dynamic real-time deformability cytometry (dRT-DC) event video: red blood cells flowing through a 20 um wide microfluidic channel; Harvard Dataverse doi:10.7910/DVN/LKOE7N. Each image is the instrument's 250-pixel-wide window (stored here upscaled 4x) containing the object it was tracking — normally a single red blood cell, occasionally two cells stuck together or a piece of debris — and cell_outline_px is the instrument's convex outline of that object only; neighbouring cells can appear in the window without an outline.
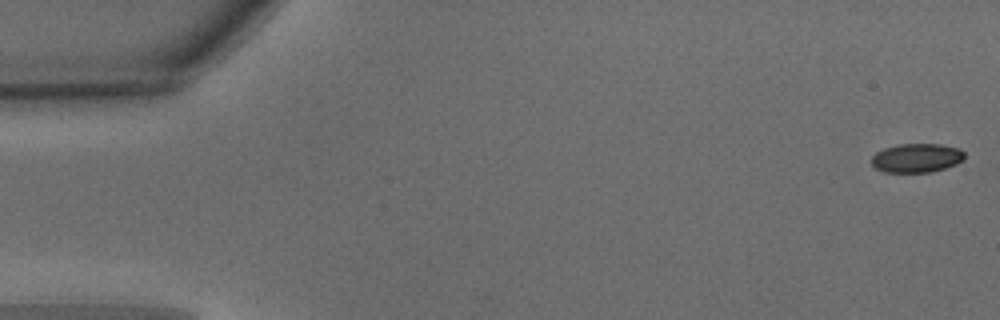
{"species": "common noctule bat (a hibernating species)", "species_latin": "Nyctalus noctula", "temperature_condition": "warm", "stored_images_in_passage": 52, "camera_frame_rate_fps": 3000, "um_per_image_px": 0.085, "animal": {"sex": "male", "body_mass_g": 15.6}, "frame": {"image": 1, "passage_image": 1, "time_ms": 0.0, "image_size_px": [1000, 320], "cell_outline_px": [[964, 160], [956, 164], [932, 172], [884, 172], [876, 168], [872, 164], [872, 156], [876, 152], [884, 148], [900, 144], [940, 144], [960, 148], [964, 152]], "centroid_in_image_um": [77.93, 13.42], "position_along_channel_um": 7.1, "area_um2": 15.72}}
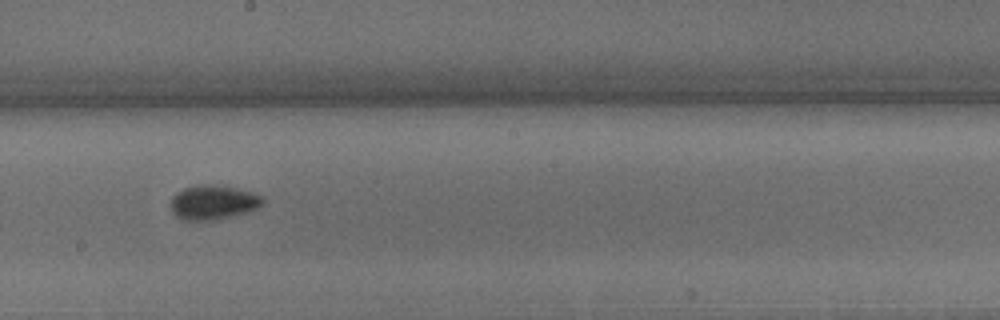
{"frame": {"image": 2, "passage_image": 29, "time_ms": 9.333, "image_size_px": [1000, 320], "cell_outline_px": [[264, 200], [256, 208], [244, 212], [212, 220], [184, 220], [176, 216], [172, 212], [172, 196], [176, 192], [184, 188], [200, 184], [212, 184], [236, 188], [252, 192], [260, 196]], "centroid_in_image_um": [18.07, 17.18], "position_along_channel_um": 230.1, "area_um2": 18.03}}
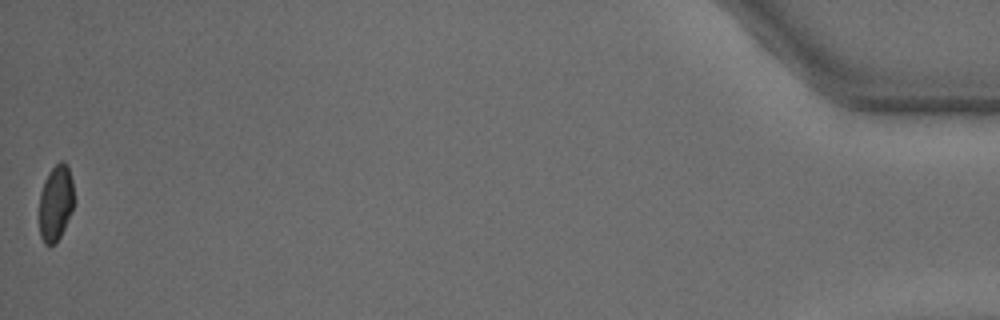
{"frame": {"image": 3, "passage_image": 52, "time_ms": 17.0, "image_size_px": [1000, 320], "cell_outline_px": [[72, 208], [64, 228], [60, 236], [52, 244], [44, 244], [40, 236], [40, 192], [44, 180], [48, 172], [60, 160], [64, 160], [68, 164], [72, 180]], "centroid_in_image_um": [4.72, 17.19], "position_along_channel_um": 430.5, "area_um2": 15.09}, "authors_computed_cell_mechanics": {"area_um2": 16.7042, "velocity_mm_per_s": 3.8822, "shape_relaxation_time_tau1_ms": 3.6128, "shape_relaxation_time_tau2_ms": 1.0642, "deformation_change_tau1": 0.1141, "deformation_change_tau2": 0.0562}}